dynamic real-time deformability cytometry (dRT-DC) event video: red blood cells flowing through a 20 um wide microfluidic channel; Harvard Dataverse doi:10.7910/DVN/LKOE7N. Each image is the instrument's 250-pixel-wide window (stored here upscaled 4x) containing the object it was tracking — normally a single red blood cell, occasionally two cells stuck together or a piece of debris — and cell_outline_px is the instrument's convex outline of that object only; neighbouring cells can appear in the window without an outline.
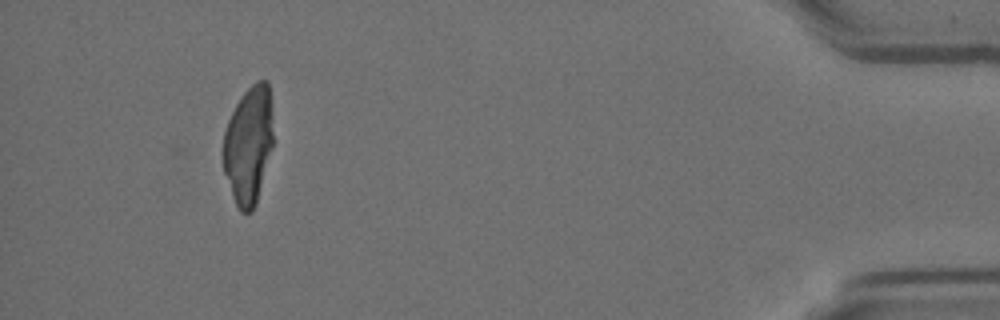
{"species": "Egyptian fruit bat (a non-hibernating species)", "species_latin": "Rousettus aegyptiacus", "temperature_condition": "room temperature", "stored_images_in_passage": 19, "segment_of_instrument_passage": [2, 3], "camera_frame_rate_fps": 3000, "um_per_image_px": 0.085, "animal": {"sex": "female"}, "frame": {"image": 1, "passage_image": 17, "time_ms": 5.333, "image_size_px": [1000, 320], "cell_outline_px": [[272, 144], [256, 204], [252, 212], [240, 212], [236, 204], [224, 172], [220, 152], [224, 132], [228, 120], [236, 104], [244, 92], [256, 80], [268, 80], [272, 132]], "centroid_in_image_um": [21.07, 12.33], "position_along_channel_um": 414.1, "area_um2": 34.16}}